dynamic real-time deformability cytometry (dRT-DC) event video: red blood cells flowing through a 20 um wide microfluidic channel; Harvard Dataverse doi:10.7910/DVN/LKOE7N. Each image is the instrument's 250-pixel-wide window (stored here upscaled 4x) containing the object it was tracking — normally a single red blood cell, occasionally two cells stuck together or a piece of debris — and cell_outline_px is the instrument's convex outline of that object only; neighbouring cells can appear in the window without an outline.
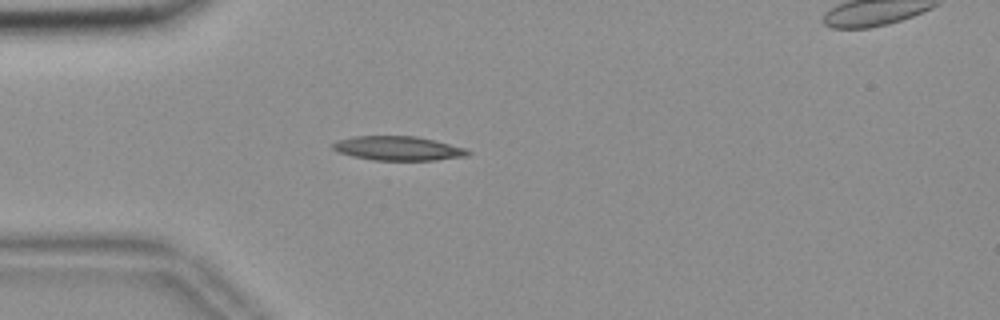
{"species": "common noctule bat (a hibernating species)", "species_latin": "Nyctalus noctula", "temperature_condition": "room temperature", "stored_images_in_passage": 42, "segment_of_instrument_passage": [1, 2], "camera_frame_rate_fps": 3000, "um_per_image_px": 0.085, "animal": {"sex": "female", "body_mass_g": 18.4}, "frame": {"image": 1, "passage_image": 1, "time_ms": 0.0, "image_size_px": [1000, 320], "cell_outline_px": [[472, 152], [468, 156], [436, 160], [372, 160], [352, 156], [336, 152], [332, 148], [332, 144], [336, 140], [356, 136], [416, 136], [464, 148]], "centroid_in_image_um": [33.79, 12.61], "position_along_channel_um": 51.2, "area_um2": 19.02}}
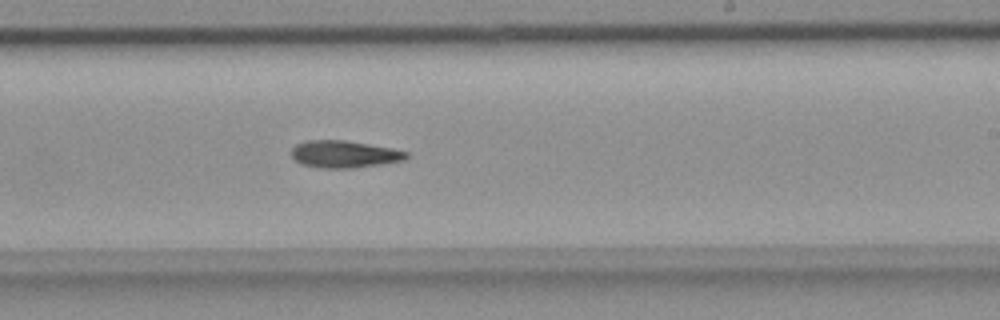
{"frame": {"image": 2, "passage_image": 19, "time_ms": 6.0, "image_size_px": [1000, 320], "cell_outline_px": [[408, 156], [404, 160], [380, 164], [352, 168], [320, 168], [304, 164], [296, 160], [292, 156], [292, 148], [296, 144], [304, 140], [344, 140], [392, 148], [408, 152]], "centroid_in_image_um": [29.25, 13.1], "position_along_channel_um": 259.7, "area_um2": 18.03}}
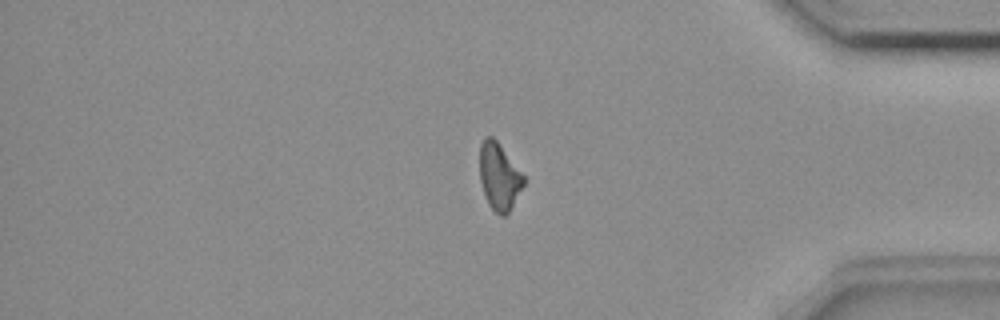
{"frame": {"image": 3, "passage_image": 32, "time_ms": 10.333, "image_size_px": [1000, 320], "cell_outline_px": [[524, 184], [508, 212], [504, 216], [500, 216], [488, 204], [480, 180], [480, 144], [484, 136], [492, 136], [496, 140], [524, 176]], "centroid_in_image_um": [42.4, 14.99], "position_along_channel_um": 392.8, "area_um2": 16.76}}